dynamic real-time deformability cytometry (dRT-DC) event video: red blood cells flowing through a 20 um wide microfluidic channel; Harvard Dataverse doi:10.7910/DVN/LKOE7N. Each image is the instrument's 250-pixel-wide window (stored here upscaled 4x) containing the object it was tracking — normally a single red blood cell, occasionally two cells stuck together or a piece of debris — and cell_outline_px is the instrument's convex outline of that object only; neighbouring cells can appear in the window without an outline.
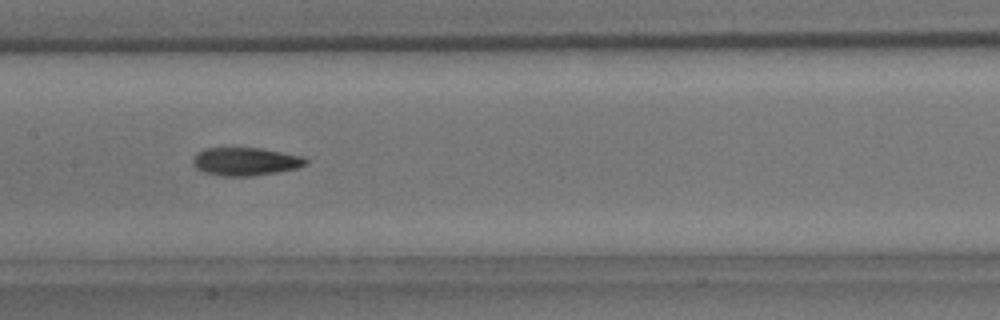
{"species": "common noctule bat (a hibernating species)", "species_latin": "Nyctalus noctula", "temperature_condition": "room temperature", "stored_images_in_passage": 29, "camera_frame_rate_fps": 3000, "um_per_image_px": 0.085, "animal": {"sex": "male", "body_mass_g": 15.6}, "frame": {"image": 1, "passage_image": 9, "time_ms": 2.667, "image_size_px": [1000, 320], "cell_outline_px": [[308, 164], [296, 168], [276, 172], [252, 176], [224, 176], [204, 172], [196, 168], [192, 164], [192, 160], [196, 152], [204, 148], [260, 148], [300, 156], [308, 160]], "centroid_in_image_um": [20.82, 13.73], "position_along_channel_um": 186.6, "area_um2": 18.38}}